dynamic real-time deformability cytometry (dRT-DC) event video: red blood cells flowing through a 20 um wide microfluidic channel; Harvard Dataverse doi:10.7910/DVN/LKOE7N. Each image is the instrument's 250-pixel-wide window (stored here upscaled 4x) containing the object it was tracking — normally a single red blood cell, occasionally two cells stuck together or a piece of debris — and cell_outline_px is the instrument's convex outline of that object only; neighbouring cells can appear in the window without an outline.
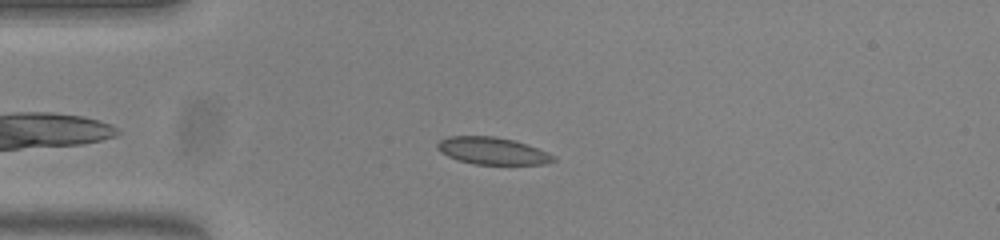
{"species": "common noctule bat (a hibernating species)", "species_latin": "Nyctalus noctula", "temperature_condition": "warm", "stored_images_in_passage": 53, "camera_frame_rate_fps": 3000, "um_per_image_px": 0.085, "animal": {"sex": "female", "body_mass_g": 23.0, "forearm_length_mm": 53.4}, "frame": {"image": 1, "passage_image": 13, "time_ms": 4.0, "image_size_px": [1000, 240], "cell_outline_px": [[556, 160], [548, 164], [472, 164], [456, 160], [440, 152], [436, 148], [436, 144], [440, 140], [448, 136], [496, 136], [516, 140], [528, 144], [548, 152], [556, 156]], "centroid_in_image_um": [41.87, 12.82], "position_along_channel_um": 43.1, "area_um2": 18.73}}
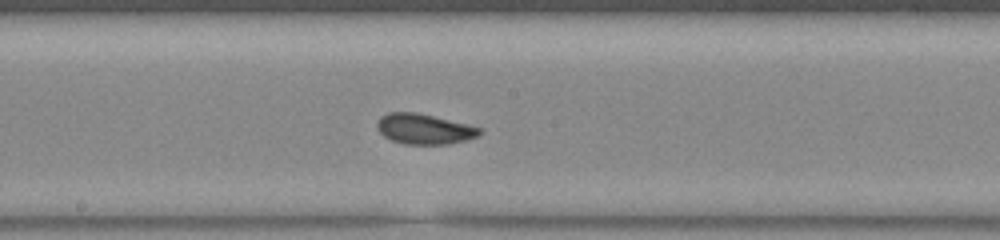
{"frame": {"image": 2, "passage_image": 28, "time_ms": 9.0, "image_size_px": [1000, 240], "cell_outline_px": [[484, 128], [476, 136], [464, 140], [448, 144], [404, 144], [392, 140], [384, 136], [380, 132], [376, 124], [380, 116], [388, 112], [416, 112], [468, 124]], "centroid_in_image_um": [36.04, 10.95], "position_along_channel_um": 212.2, "area_um2": 18.03}}
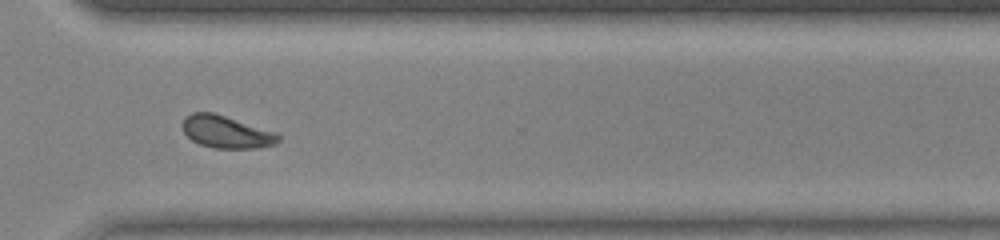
{"frame": {"image": 3, "passage_image": 39, "time_ms": 12.667, "image_size_px": [1000, 240], "cell_outline_px": [[280, 140], [276, 144], [256, 148], [216, 148], [200, 144], [192, 140], [184, 132], [180, 124], [184, 116], [192, 112], [212, 112], [276, 132], [280, 136]], "centroid_in_image_um": [19.21, 11.2], "position_along_channel_um": 351.4, "area_um2": 18.09}, "authors_computed_cell_mechanics": {"area_um2": 18.3226, "velocity_mm_per_s": 3.7941, "shape_relaxation_time_tau1_ms": 3.443, "shape_relaxation_time_tau2_ms": 1.4486, "deformation_change_tau1": 0.1154, "deformation_change_tau2": 0.0552}}